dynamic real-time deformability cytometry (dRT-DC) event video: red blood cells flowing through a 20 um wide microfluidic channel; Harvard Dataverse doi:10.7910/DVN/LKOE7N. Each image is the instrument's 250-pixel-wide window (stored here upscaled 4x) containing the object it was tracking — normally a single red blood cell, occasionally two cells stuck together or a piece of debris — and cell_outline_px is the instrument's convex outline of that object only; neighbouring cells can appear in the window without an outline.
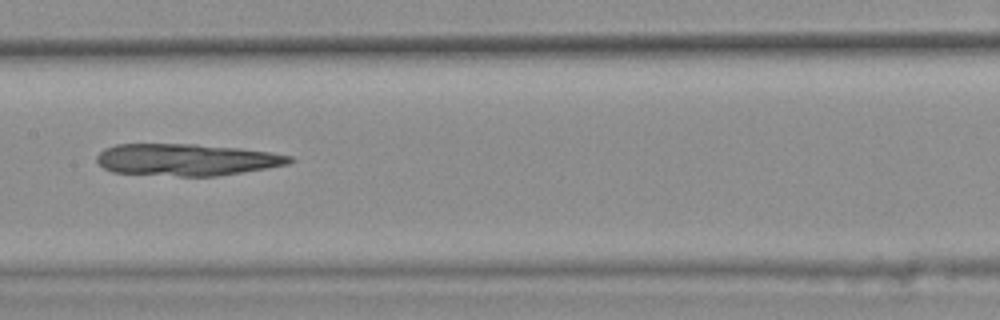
{"species": "common noctule bat (a hibernating species)", "species_latin": "Nyctalus noctula", "temperature_condition": "warm", "stored_images_in_passage": 46, "camera_frame_rate_fps": 3000, "um_per_image_px": 0.085, "animal": {"sex": "female", "body_mass_g": 25.1}, "frame": {"image": 1, "passage_image": 26, "time_ms": 8.333, "image_size_px": [1000, 320], "cell_outline_px": [[296, 160], [288, 164], [216, 176], [180, 176], [112, 172], [104, 168], [96, 160], [96, 156], [104, 148], [116, 144], [196, 144], [236, 148], [268, 152], [292, 156]], "centroid_in_image_um": [15.81, 13.57], "position_along_channel_um": 191.6, "area_um2": 35.55}}